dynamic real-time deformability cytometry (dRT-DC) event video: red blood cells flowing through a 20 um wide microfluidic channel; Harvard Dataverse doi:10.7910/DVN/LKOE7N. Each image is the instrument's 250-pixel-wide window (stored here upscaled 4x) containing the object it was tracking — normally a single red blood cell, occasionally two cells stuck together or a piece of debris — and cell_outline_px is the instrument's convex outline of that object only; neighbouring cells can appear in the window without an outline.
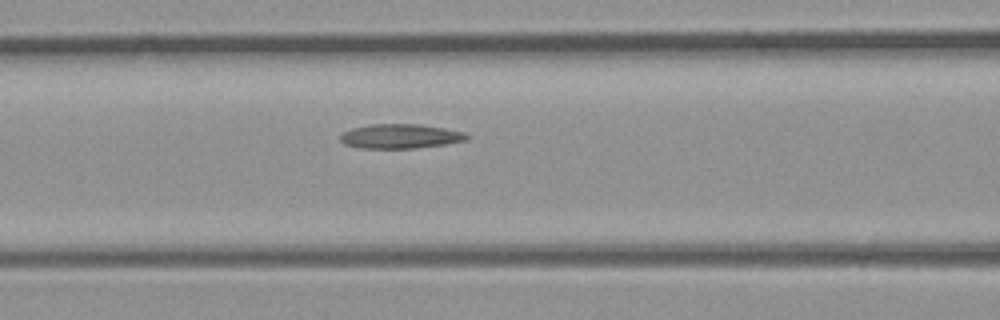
{"species": "common noctule bat (a hibernating species)", "species_latin": "Nyctalus noctula", "temperature_condition": "room temperature", "stored_images_in_passage": 21, "camera_frame_rate_fps": 3000, "um_per_image_px": 0.085, "animal": {"sex": "male", "body_mass_g": 23.1, "forearm_length_mm": 52.7}, "frame": {"image": 1, "passage_image": 4, "time_ms": 1.0, "image_size_px": [1000, 320], "cell_outline_px": [[472, 136], [468, 140], [448, 144], [416, 148], [360, 148], [344, 144], [340, 140], [340, 136], [344, 132], [352, 128], [372, 124], [420, 124], [444, 128], [464, 132]], "centroid_in_image_um": [34.08, 11.58], "position_along_channel_um": 132.5, "area_um2": 18.15}}
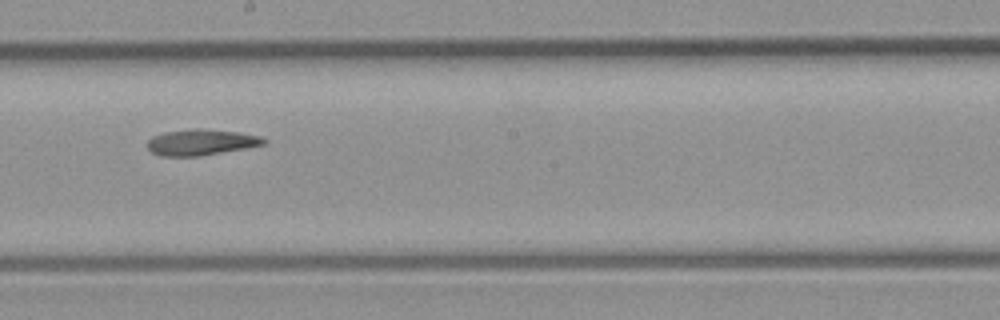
{"frame": {"image": 2, "passage_image": 9, "time_ms": 2.667, "image_size_px": [1000, 320], "cell_outline_px": [[268, 140], [264, 144], [244, 148], [200, 156], [160, 156], [152, 152], [148, 148], [148, 140], [152, 136], [164, 132], [192, 128], [200, 128], [240, 132], [260, 136]], "centroid_in_image_um": [17.08, 12.08], "position_along_channel_um": 231.1, "area_um2": 17.63}}
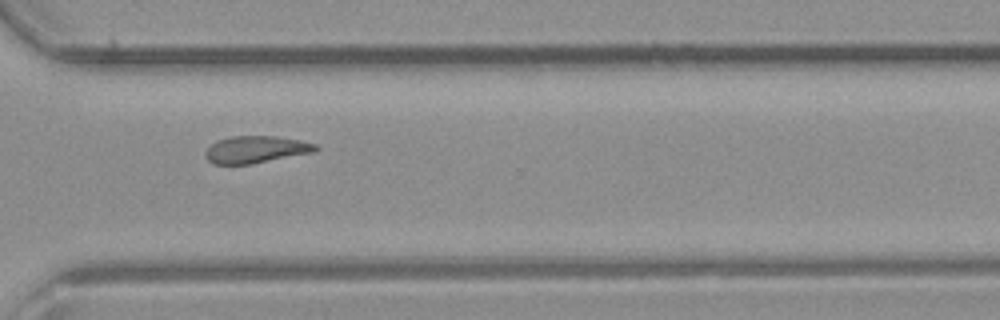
{"frame": {"image": 3, "passage_image": 15, "time_ms": 4.667, "image_size_px": [1000, 320], "cell_outline_px": [[320, 148], [316, 152], [252, 164], [212, 164], [204, 156], [204, 152], [216, 140], [228, 136], [276, 136], [300, 140], [316, 144]], "centroid_in_image_um": [21.76, 12.71], "position_along_channel_um": 348.8, "area_um2": 17.69}}